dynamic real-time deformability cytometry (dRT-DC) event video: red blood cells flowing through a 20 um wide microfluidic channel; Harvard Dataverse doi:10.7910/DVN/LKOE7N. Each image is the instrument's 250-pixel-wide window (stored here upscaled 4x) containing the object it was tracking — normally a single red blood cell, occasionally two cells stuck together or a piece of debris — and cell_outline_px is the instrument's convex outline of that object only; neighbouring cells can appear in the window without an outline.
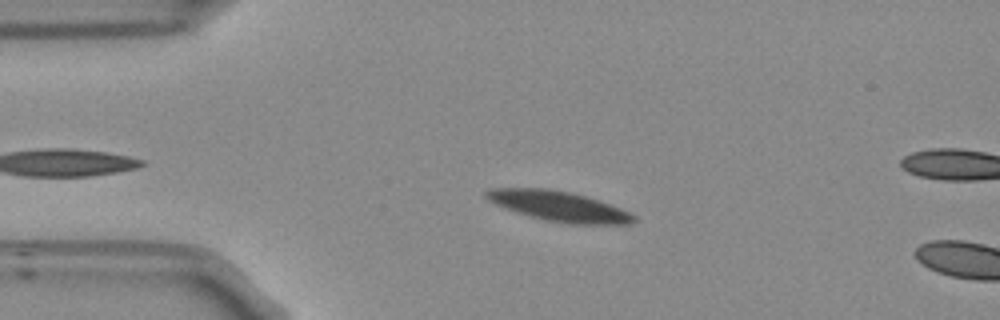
{"species": "Egyptian fruit bat (a non-hibernating species)", "species_latin": "Rousettus aegyptiacus", "temperature_condition": "room temperature", "stored_images_in_passage": 12, "camera_frame_rate_fps": 3000, "um_per_image_px": 0.085, "frame": {"image": 1, "passage_image": 9, "time_ms": 2.667, "image_size_px": [1000, 320], "cell_outline_px": [[636, 220], [628, 224], [576, 224], [544, 220], [528, 216], [516, 212], [496, 204], [488, 200], [484, 196], [484, 192], [492, 188], [552, 188], [572, 192], [620, 208], [636, 216]], "centroid_in_image_um": [47.46, 17.52], "position_along_channel_um": 37.5, "area_um2": 25.72}}